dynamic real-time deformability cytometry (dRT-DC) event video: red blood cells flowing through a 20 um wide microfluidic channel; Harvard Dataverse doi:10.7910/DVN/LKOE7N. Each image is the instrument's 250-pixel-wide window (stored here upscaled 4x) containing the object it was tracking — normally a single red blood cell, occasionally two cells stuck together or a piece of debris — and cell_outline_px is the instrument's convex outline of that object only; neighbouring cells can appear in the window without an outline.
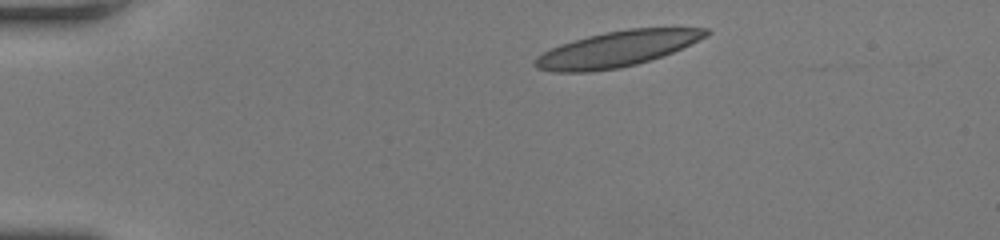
{"species": "human", "species_latin": "Homo sapiens", "temperature_condition": "room temperature", "stored_images_in_passage": 43, "camera_frame_rate_fps": 3000, "um_per_image_px": 0.085, "donor": {"sex": "female"}, "frame": {"image": 1, "passage_image": 1, "time_ms": 0.0, "image_size_px": [1000, 240], "cell_outline_px": [[712, 32], [708, 36], [672, 52], [636, 64], [620, 68], [588, 72], [552, 72], [536, 68], [532, 64], [536, 56], [560, 44], [588, 36], [604, 32], [628, 28], [708, 28]], "centroid_in_image_um": [52.41, 4.16], "position_along_channel_um": 32.6, "area_um2": 35.37}}
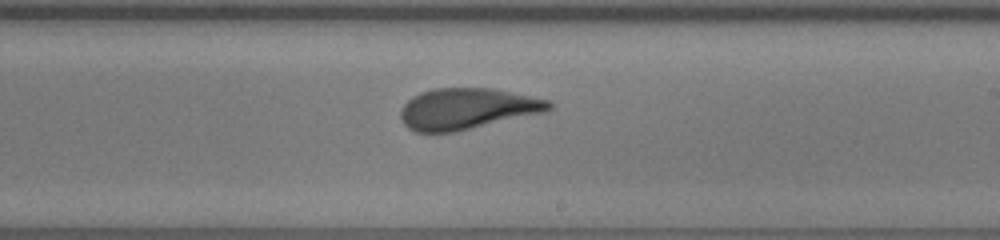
{"frame": {"image": 2, "passage_image": 23, "time_ms": 7.333, "image_size_px": [1000, 240], "cell_outline_px": [[552, 108], [548, 112], [456, 132], [416, 132], [408, 128], [400, 120], [400, 108], [412, 96], [420, 92], [432, 88], [492, 88], [548, 100], [552, 104]], "centroid_in_image_um": [39.69, 9.25], "position_along_channel_um": 249.3, "area_um2": 35.89}}
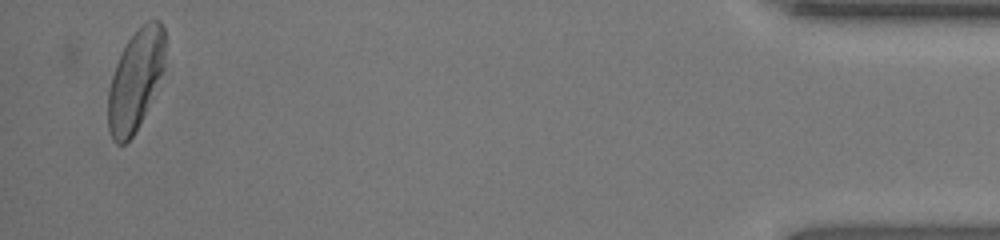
{"frame": {"image": 3, "passage_image": 42, "time_ms": 13.667, "image_size_px": [1000, 240], "cell_outline_px": [[164, 68], [144, 112], [132, 136], [124, 144], [116, 144], [112, 140], [108, 128], [108, 92], [112, 76], [116, 64], [128, 40], [140, 24], [148, 20], [160, 20], [164, 28]], "centroid_in_image_um": [11.49, 6.77], "position_along_channel_um": 423.7, "area_um2": 32.71}, "authors_computed_cell_mechanics": {"area_um2": 35.8938, "velocity_mm_per_s": 3.9487, "shape_relaxation_time_tau1_ms": 8.2324, "shape_relaxation_time_tau2_ms": 1.282, "deformation_change_tau1": 0.2366, "deformation_change_tau2": 0.088}}